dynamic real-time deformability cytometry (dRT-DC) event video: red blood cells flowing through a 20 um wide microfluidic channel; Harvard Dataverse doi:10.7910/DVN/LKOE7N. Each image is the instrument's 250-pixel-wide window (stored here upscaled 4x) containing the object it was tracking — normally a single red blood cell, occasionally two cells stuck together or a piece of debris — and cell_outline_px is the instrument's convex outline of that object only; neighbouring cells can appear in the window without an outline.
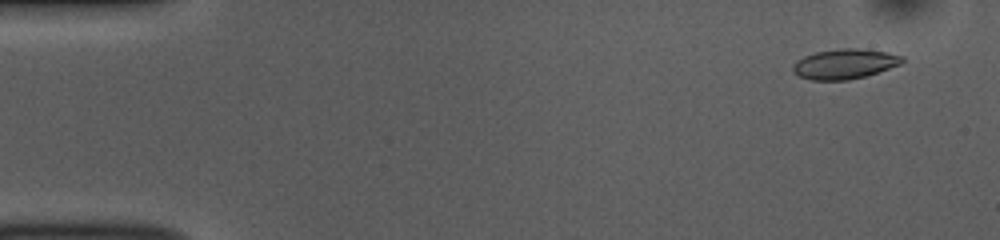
{"species": "common noctule bat (a hibernating species)", "species_latin": "Nyctalus noctula", "temperature_condition": "room temperature", "stored_images_in_passage": 54, "camera_frame_rate_fps": 3000, "um_per_image_px": 0.085, "animal": {"sex": "female", "body_mass_g": 10.0, "forearm_length_mm": 53.1}, "frame": {"image": 1, "passage_image": 4, "time_ms": 1.0, "image_size_px": [1000, 240], "cell_outline_px": [[904, 60], [900, 64], [864, 76], [848, 80], [812, 80], [800, 76], [792, 72], [792, 64], [796, 60], [804, 56], [816, 52], [840, 48], [856, 48], [888, 52], [904, 56]], "centroid_in_image_um": [71.76, 5.42], "position_along_channel_um": 13.2, "area_um2": 19.02}}
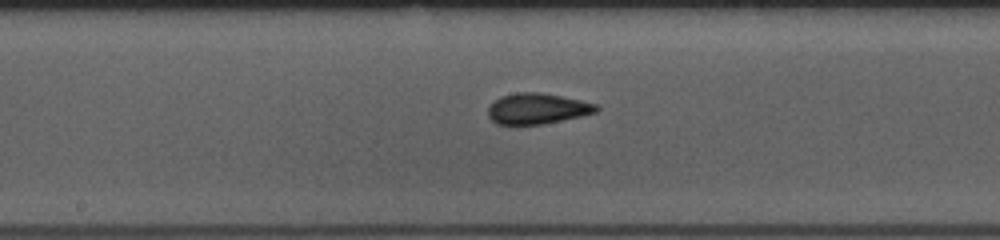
{"frame": {"image": 2, "passage_image": 28, "time_ms": 9.0, "image_size_px": [1000, 240], "cell_outline_px": [[600, 108], [596, 112], [580, 116], [544, 124], [496, 124], [488, 116], [488, 108], [500, 96], [516, 92], [540, 92], [580, 100], [596, 104]], "centroid_in_image_um": [45.66, 9.23], "position_along_channel_um": 202.5, "area_um2": 19.25}}
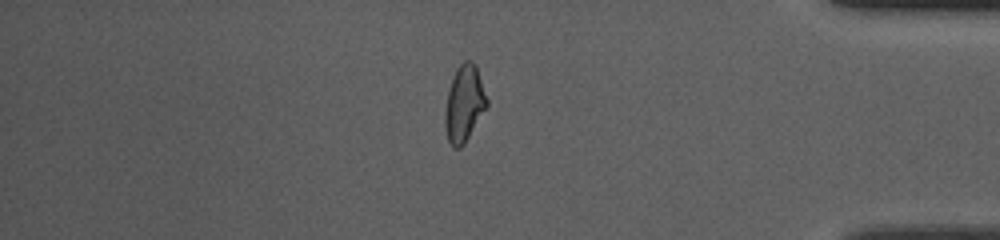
{"frame": {"image": 3, "passage_image": 46, "time_ms": 15.0, "image_size_px": [1000, 240], "cell_outline_px": [[488, 104], [464, 144], [460, 148], [452, 148], [448, 140], [444, 124], [444, 112], [448, 92], [452, 76], [456, 68], [464, 60], [472, 60], [476, 64], [488, 100]], "centroid_in_image_um": [39.44, 8.78], "position_along_channel_um": 395.8, "area_um2": 18.73}, "authors_computed_cell_mechanics": {"area_um2": 19.0162, "velocity_mm_per_s": 3.7189, "shape_relaxation_time_tau1_ms": 4.7828, "shape_relaxation_time_tau2_ms": 1.613, "deformation_change_tau1": 0.1172, "deformation_change_tau2": 0.0611}}